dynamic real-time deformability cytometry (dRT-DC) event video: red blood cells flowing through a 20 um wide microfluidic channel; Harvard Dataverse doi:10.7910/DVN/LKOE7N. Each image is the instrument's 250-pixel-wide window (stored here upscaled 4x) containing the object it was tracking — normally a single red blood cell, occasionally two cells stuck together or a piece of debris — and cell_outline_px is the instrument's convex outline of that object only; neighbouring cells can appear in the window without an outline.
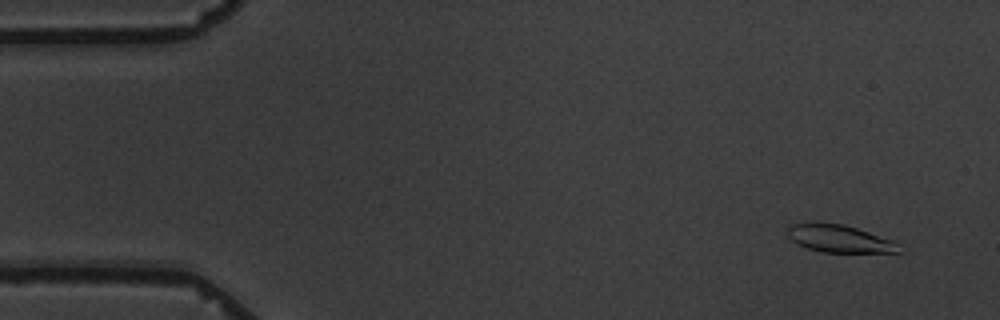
{"species": "common noctule bat (a hibernating species)", "species_latin": "Nyctalus noctula", "temperature_condition": "warm", "stored_images_in_passage": 5, "camera_frame_rate_fps": 3000, "um_per_image_px": 0.085, "animal": {"sex": "male", "body_mass_g": 19.5, "forearm_length_mm": 54.6}, "frame": {"image": 1, "passage_image": 1, "time_ms": 0.0, "image_size_px": [1000, 320], "cell_outline_px": [[900, 252], [824, 252], [808, 248], [796, 244], [788, 236], [788, 228], [792, 224], [844, 224], [896, 240], [900, 244]], "centroid_in_image_um": [71.43, 20.3], "position_along_channel_um": 13.6, "area_um2": 17.63}}